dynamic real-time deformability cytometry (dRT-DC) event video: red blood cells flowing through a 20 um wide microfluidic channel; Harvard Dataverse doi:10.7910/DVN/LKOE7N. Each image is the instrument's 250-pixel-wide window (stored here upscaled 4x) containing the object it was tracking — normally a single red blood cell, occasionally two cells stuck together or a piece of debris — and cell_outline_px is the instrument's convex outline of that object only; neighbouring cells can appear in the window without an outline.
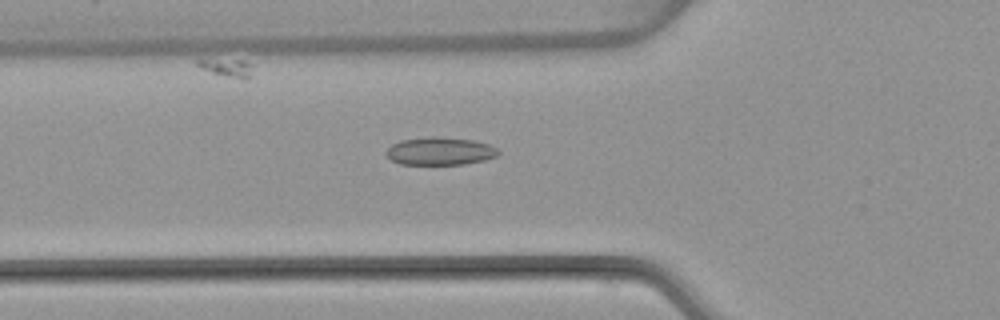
{"species": "common noctule bat (a hibernating species)", "species_latin": "Nyctalus noctula", "temperature_condition": "warm", "stored_images_in_passage": 53, "camera_frame_rate_fps": 3000, "um_per_image_px": 0.085, "animal": {"sex": "female", "body_mass_g": 22.7, "forearm_length_mm": 54.2}, "frame": {"image": 1, "passage_image": 19, "time_ms": 6.0, "image_size_px": [1000, 320], "cell_outline_px": [[500, 152], [496, 156], [484, 160], [464, 164], [400, 164], [392, 160], [384, 152], [392, 144], [400, 140], [428, 136], [436, 136], [472, 140], [488, 144], [496, 148]], "centroid_in_image_um": [37.37, 12.84], "position_along_channel_um": 88.4, "area_um2": 18.15}}
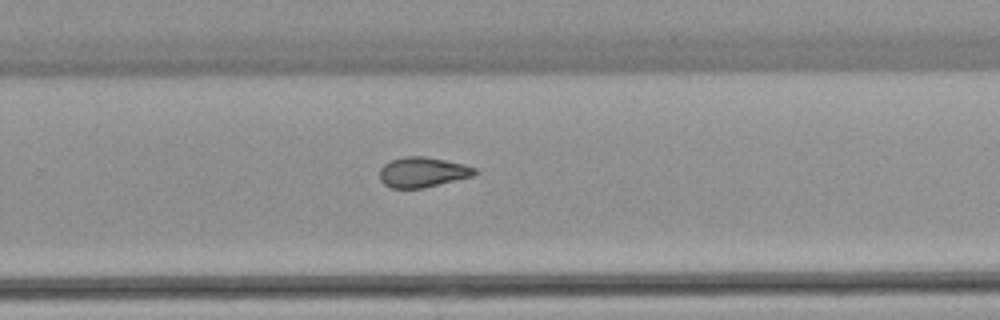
{"frame": {"image": 2, "passage_image": 35, "time_ms": 11.333, "image_size_px": [1000, 320], "cell_outline_px": [[480, 172], [472, 176], [424, 188], [392, 188], [384, 184], [380, 180], [380, 168], [384, 164], [392, 160], [404, 156], [424, 156], [464, 164], [476, 168]], "centroid_in_image_um": [35.93, 14.63], "position_along_channel_um": 293.9, "area_um2": 16.7}}
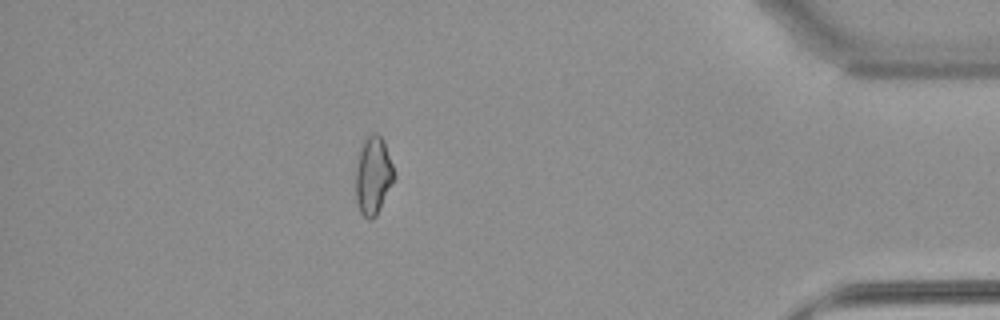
{"frame": {"image": 3, "passage_image": 47, "time_ms": 15.333, "image_size_px": [1000, 320], "cell_outline_px": [[396, 176], [376, 216], [372, 220], [368, 220], [360, 212], [356, 200], [356, 164], [360, 144], [372, 132], [376, 132], [380, 136], [384, 144], [396, 172]], "centroid_in_image_um": [31.71, 14.92], "position_along_channel_um": 403.5, "area_um2": 17.57}, "authors_computed_cell_mechanics": {"area_um2": 17.918, "velocity_mm_per_s": 3.8466, "shape_relaxation_time_tau1_ms": null, "shape_relaxation_time_tau2_ms": 2.9885, "deformation_change_tau1": null, "deformation_change_tau2": 0.0934}}